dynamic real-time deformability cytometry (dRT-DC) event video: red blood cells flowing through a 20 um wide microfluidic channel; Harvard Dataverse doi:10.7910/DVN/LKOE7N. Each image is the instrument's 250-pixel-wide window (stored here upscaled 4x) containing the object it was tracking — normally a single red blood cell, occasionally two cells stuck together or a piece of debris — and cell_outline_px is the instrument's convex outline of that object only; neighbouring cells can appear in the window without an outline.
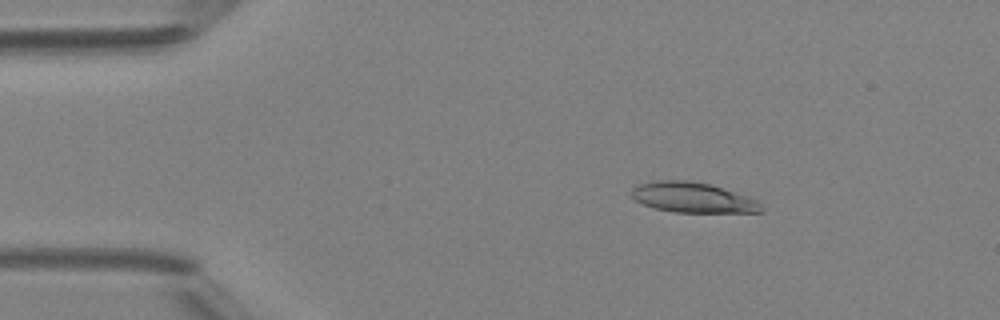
{"species": "Egyptian fruit bat (a non-hibernating species)", "species_latin": "Rousettus aegyptiacus", "temperature_condition": "room temperature", "stored_images_in_passage": 42, "camera_frame_rate_fps": 3000, "um_per_image_px": 0.085, "animal": {"sex": "female"}, "frame": {"image": 1, "passage_image": 1, "time_ms": 0.0, "image_size_px": [1000, 320], "cell_outline_px": [[764, 212], [676, 212], [656, 208], [644, 204], [636, 200], [632, 196], [632, 188], [640, 184], [656, 180], [688, 180], [708, 184], [748, 196], [756, 200], [764, 208]], "centroid_in_image_um": [58.9, 16.79], "position_along_channel_um": 26.1, "area_um2": 22.54}}
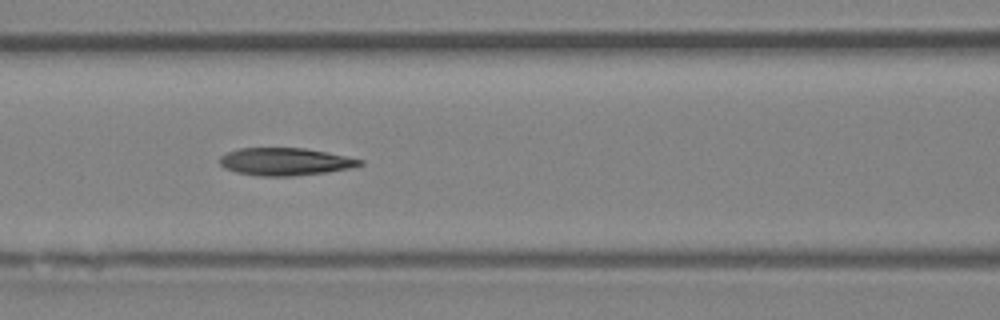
{"frame": {"image": 2, "passage_image": 14, "time_ms": 4.333, "image_size_px": [1000, 320], "cell_outline_px": [[364, 164], [352, 168], [328, 172], [292, 176], [260, 176], [236, 172], [224, 168], [220, 164], [220, 156], [228, 152], [240, 148], [304, 148], [328, 152], [364, 160]], "centroid_in_image_um": [24.27, 13.74], "position_along_channel_um": 142.3, "area_um2": 22.6}}
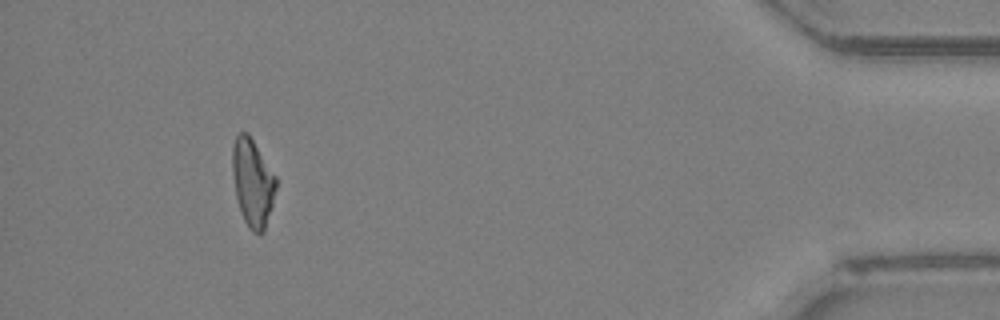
{"frame": {"image": 3, "passage_image": 38, "time_ms": 12.333, "image_size_px": [1000, 320], "cell_outline_px": [[276, 188], [272, 204], [264, 232], [252, 232], [248, 228], [240, 212], [236, 196], [232, 172], [232, 144], [236, 136], [240, 132], [248, 132], [276, 176]], "centroid_in_image_um": [21.46, 15.5], "position_along_channel_um": 413.7, "area_um2": 22.25}, "authors_computed_cell_mechanics": {"area_um2": 22.542, "velocity_mm_per_s": 4.211, "shape_relaxation_time_tau1_ms": 6.6721, "shape_relaxation_time_tau2_ms": null, "deformation_change_tau1": 0.2193, "deformation_change_tau2": null}}